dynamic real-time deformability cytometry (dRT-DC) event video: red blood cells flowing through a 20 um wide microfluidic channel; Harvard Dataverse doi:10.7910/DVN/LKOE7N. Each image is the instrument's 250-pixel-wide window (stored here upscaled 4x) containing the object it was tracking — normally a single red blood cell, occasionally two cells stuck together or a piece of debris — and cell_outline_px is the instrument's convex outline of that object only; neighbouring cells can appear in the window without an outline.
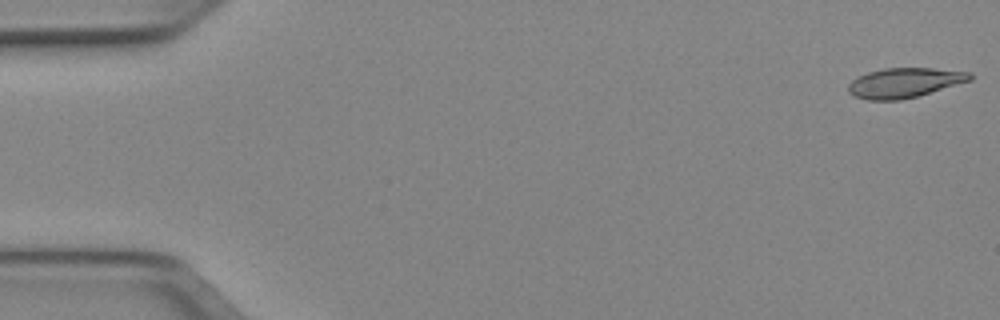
{"species": "Egyptian fruit bat (a non-hibernating species)", "species_latin": "Rousettus aegyptiacus", "temperature_condition": "cold", "stored_images_in_passage": 51, "camera_frame_rate_fps": 3000, "um_per_image_px": 0.085, "animal": {"sex": "female"}, "frame": {"image": 1, "passage_image": 1, "time_ms": 0.0, "image_size_px": [1000, 320], "cell_outline_px": [[972, 80], [916, 96], [900, 100], [868, 100], [856, 96], [848, 92], [848, 84], [856, 76], [868, 72], [884, 68], [932, 68], [972, 72]], "centroid_in_image_um": [76.86, 7.02], "position_along_channel_um": 8.1, "area_um2": 21.04}}
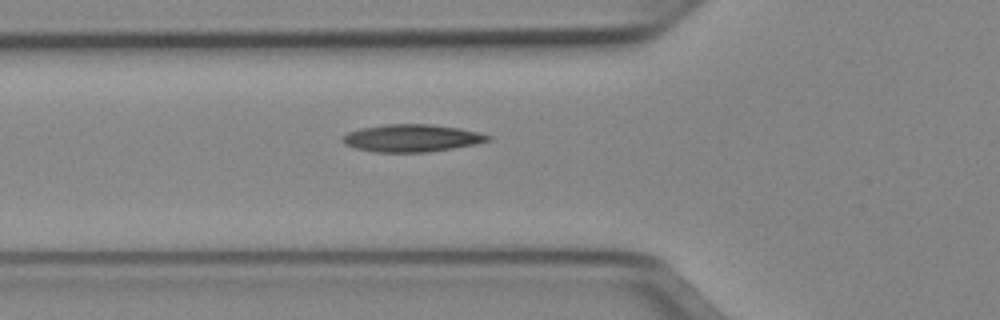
{"frame": {"image": 2, "passage_image": 18, "time_ms": 5.667, "image_size_px": [1000, 320], "cell_outline_px": [[492, 140], [476, 144], [428, 152], [376, 152], [356, 148], [344, 144], [340, 140], [340, 136], [348, 132], [360, 128], [384, 124], [432, 124], [460, 128], [492, 136]], "centroid_in_image_um": [34.97, 11.73], "position_along_channel_um": 90.8, "area_um2": 23.41}}
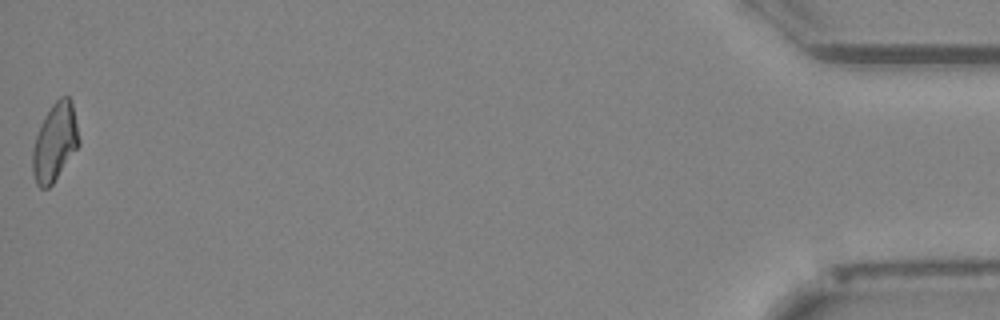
{"frame": {"image": 3, "passage_image": 51, "time_ms": 16.667, "image_size_px": [1000, 320], "cell_outline_px": [[80, 144], [52, 184], [48, 188], [40, 188], [36, 184], [32, 172], [32, 148], [40, 124], [44, 116], [52, 104], [60, 96], [68, 96], [72, 100], [80, 140]], "centroid_in_image_um": [4.66, 12.07], "position_along_channel_um": 430.5, "area_um2": 21.15}, "authors_computed_cell_mechanics": {"area_um2": 21.7328, "velocity_mm_per_s": 3.9665, "shape_relaxation_time_tau1_ms": null, "shape_relaxation_time_tau2_ms": 3.9927, "deformation_change_tau1": null, "deformation_change_tau2": 0.1167}}